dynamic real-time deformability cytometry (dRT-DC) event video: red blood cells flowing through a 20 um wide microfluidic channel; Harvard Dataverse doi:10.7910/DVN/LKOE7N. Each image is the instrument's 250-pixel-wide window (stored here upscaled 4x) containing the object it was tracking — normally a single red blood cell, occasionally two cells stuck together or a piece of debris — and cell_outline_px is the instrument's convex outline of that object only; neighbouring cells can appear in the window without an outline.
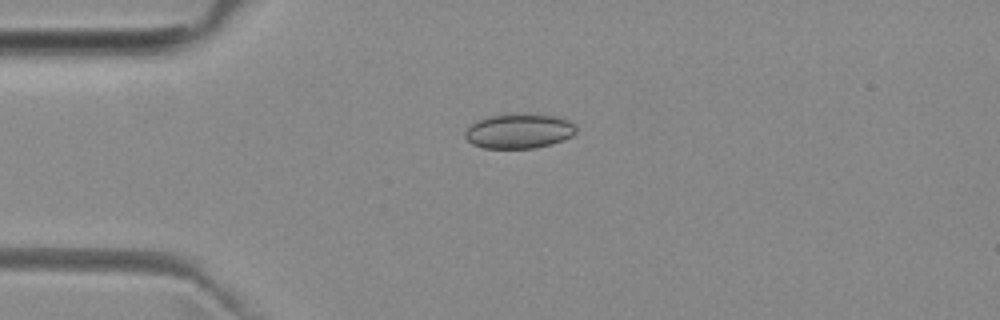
{"species": "common noctule bat (a hibernating species)", "species_latin": "Nyctalus noctula", "temperature_condition": "room temperature", "stored_images_in_passage": 2, "camera_frame_rate_fps": 3000, "um_per_image_px": 0.085, "animal": {"sex": "female", "body_mass_g": 29.2, "forearm_length_mm": 56.3}, "frame": {"image": 1, "passage_image": 1, "time_ms": 0.0, "image_size_px": [1000, 320], "cell_outline_px": [[576, 132], [572, 136], [564, 140], [552, 144], [536, 148], [484, 148], [472, 144], [464, 136], [464, 132], [476, 120], [488, 116], [556, 116], [568, 120], [576, 124]], "centroid_in_image_um": [44.13, 11.18], "position_along_channel_um": 40.9, "area_um2": 21.96}}